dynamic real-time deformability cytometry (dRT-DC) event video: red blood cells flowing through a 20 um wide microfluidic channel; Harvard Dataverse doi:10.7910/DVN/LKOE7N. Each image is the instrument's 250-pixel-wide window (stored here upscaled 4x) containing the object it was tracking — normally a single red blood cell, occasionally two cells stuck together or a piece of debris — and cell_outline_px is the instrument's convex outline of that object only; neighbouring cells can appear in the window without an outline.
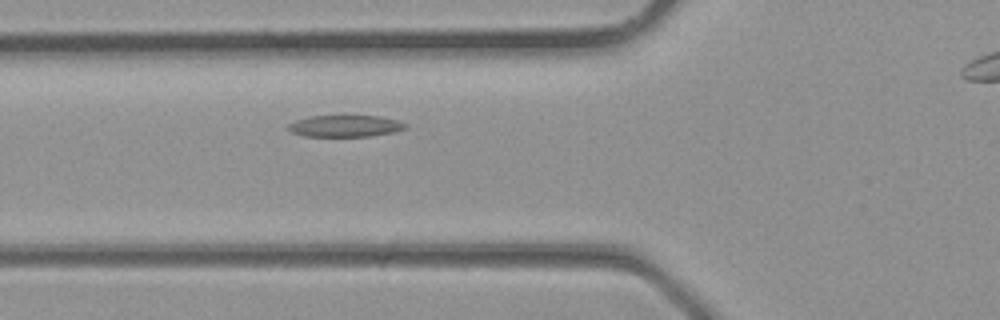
{"species": "common noctule bat (a hibernating species)", "species_latin": "Nyctalus noctula", "temperature_condition": "room temperature", "stored_images_in_passage": 27, "camera_frame_rate_fps": 3000, "um_per_image_px": 0.085, "animal": {"sex": "male", "body_mass_g": 23.1, "forearm_length_mm": 52.7}, "frame": {"image": 1, "passage_image": 8, "time_ms": 2.333, "image_size_px": [1000, 320], "cell_outline_px": [[408, 128], [392, 132], [368, 136], [304, 136], [292, 132], [288, 128], [288, 124], [296, 120], [308, 116], [380, 116], [396, 120], [408, 124]], "centroid_in_image_um": [29.35, 10.7], "position_along_channel_um": 96.5, "area_um2": 14.68}}
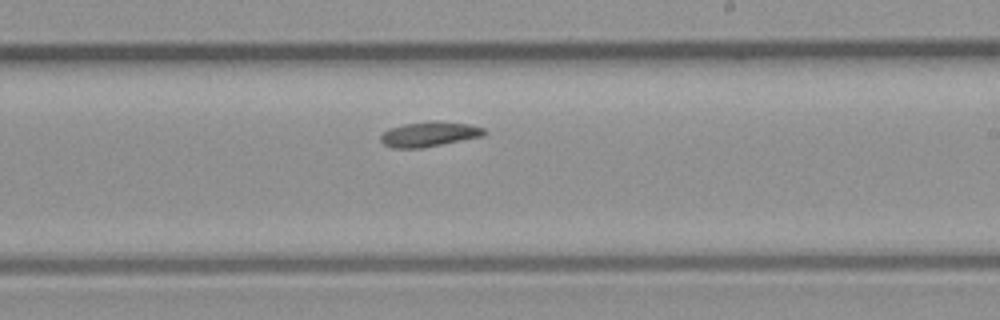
{"frame": {"image": 2, "passage_image": 16, "time_ms": 5.0, "image_size_px": [1000, 320], "cell_outline_px": [[488, 132], [484, 136], [420, 148], [392, 148], [384, 144], [380, 140], [380, 136], [388, 128], [404, 124], [436, 120], [468, 124], [484, 128]], "centroid_in_image_um": [36.49, 11.39], "position_along_channel_um": 252.5, "area_um2": 15.09}}
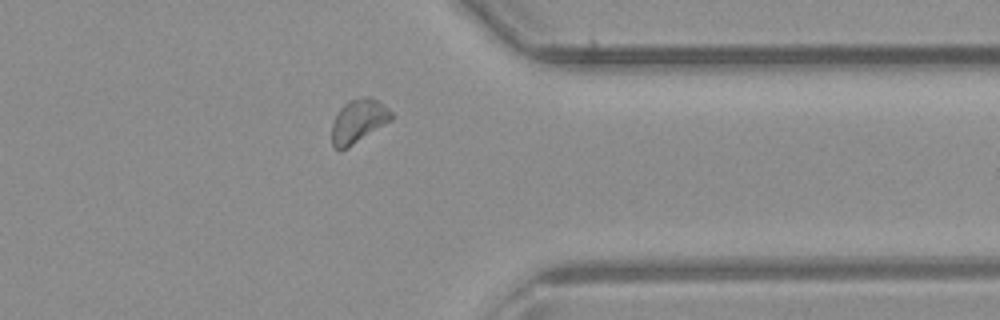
{"frame": {"image": 3, "passage_image": 23, "time_ms": 7.333, "image_size_px": [1000, 320], "cell_outline_px": [[392, 120], [348, 148], [340, 152], [332, 148], [332, 124], [340, 108], [348, 100], [364, 96], [368, 96], [376, 100], [388, 108], [392, 112]], "centroid_in_image_um": [30.44, 10.32], "position_along_channel_um": 381.0, "area_um2": 15.26}}